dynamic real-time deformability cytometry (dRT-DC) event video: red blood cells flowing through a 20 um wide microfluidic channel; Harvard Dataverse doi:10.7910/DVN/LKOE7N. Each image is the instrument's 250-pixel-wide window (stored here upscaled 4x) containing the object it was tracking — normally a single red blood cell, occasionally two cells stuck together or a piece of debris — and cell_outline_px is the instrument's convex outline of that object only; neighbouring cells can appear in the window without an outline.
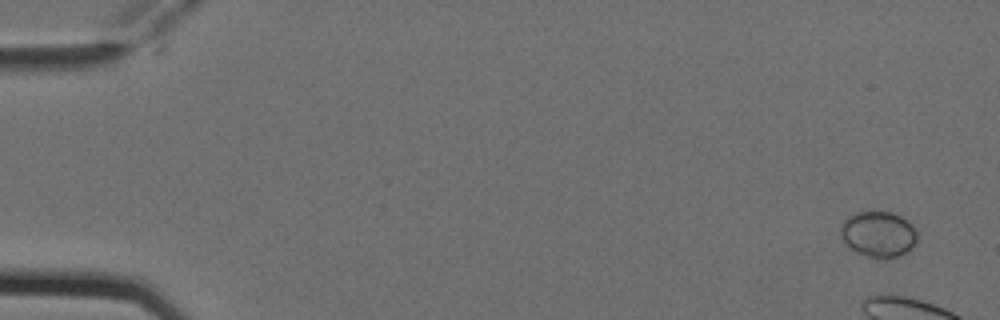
{"species": "Egyptian fruit bat (a non-hibernating species)", "species_latin": "Rousettus aegyptiacus", "temperature_condition": "cold", "stored_images_in_passage": 11, "camera_frame_rate_fps": 3000, "um_per_image_px": 0.085, "animal": {"sex": "female"}, "frame": {"image": 1, "passage_image": 1, "time_ms": 0.0, "image_size_px": [1000, 320], "cell_outline_px": [[916, 244], [908, 252], [888, 260], [876, 260], [864, 256], [848, 248], [840, 236], [840, 224], [848, 216], [856, 212], [892, 212], [900, 216], [912, 224], [916, 228]], "centroid_in_image_um": [74.65, 19.95], "position_along_channel_um": 10.4, "area_um2": 21.15}}
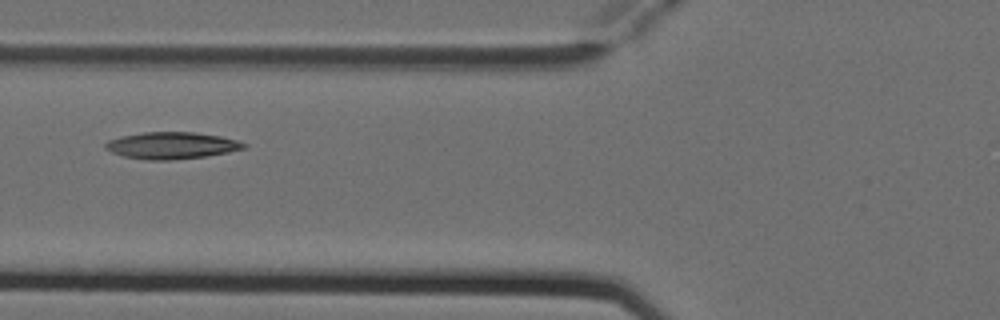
{"frame": {"image": 2, "passage_image": 8, "time_ms": 2.333, "image_size_px": [1000, 320], "cell_outline_px": [[248, 148], [228, 152], [204, 156], [172, 160], [144, 160], [124, 156], [112, 152], [104, 148], [104, 144], [108, 140], [120, 136], [144, 132], [196, 132], [220, 136], [236, 140], [248, 144]], "centroid_in_image_um": [14.59, 12.36], "position_along_channel_um": 111.2, "area_um2": 21.73}}
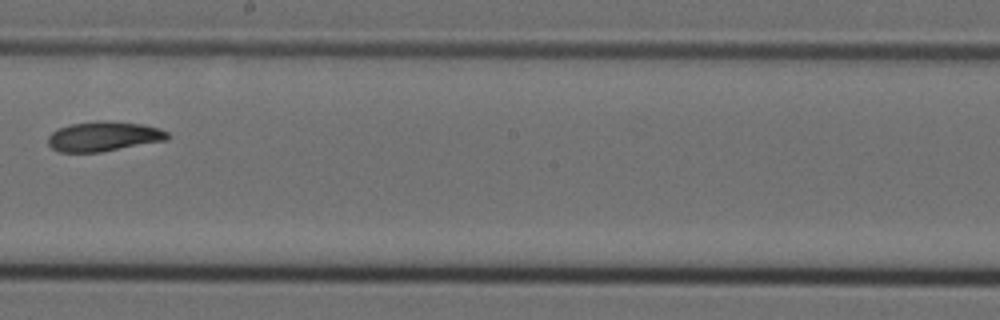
{"frame": {"image": 3, "passage_image": 11, "time_ms": 3.333, "image_size_px": [1000, 320], "cell_outline_px": [[168, 140], [100, 152], [60, 152], [52, 148], [48, 144], [48, 136], [52, 132], [60, 128], [72, 124], [100, 120], [108, 120], [144, 124], [160, 128], [168, 132]], "centroid_in_image_um": [8.84, 11.59], "position_along_channel_um": 239.4, "area_um2": 20.81}}